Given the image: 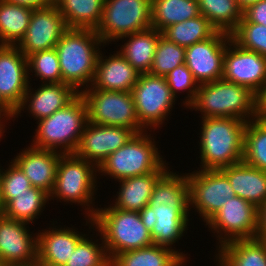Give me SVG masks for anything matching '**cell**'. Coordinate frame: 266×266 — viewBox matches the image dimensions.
I'll return each mask as SVG.
<instances>
[{
	"instance_id": "26",
	"label": "cell",
	"mask_w": 266,
	"mask_h": 266,
	"mask_svg": "<svg viewBox=\"0 0 266 266\" xmlns=\"http://www.w3.org/2000/svg\"><path fill=\"white\" fill-rule=\"evenodd\" d=\"M216 253L218 266H266V241L259 238L230 241Z\"/></svg>"
},
{
	"instance_id": "50",
	"label": "cell",
	"mask_w": 266,
	"mask_h": 266,
	"mask_svg": "<svg viewBox=\"0 0 266 266\" xmlns=\"http://www.w3.org/2000/svg\"><path fill=\"white\" fill-rule=\"evenodd\" d=\"M3 202H2V198H1V186H0V216L2 215L3 213Z\"/></svg>"
},
{
	"instance_id": "28",
	"label": "cell",
	"mask_w": 266,
	"mask_h": 266,
	"mask_svg": "<svg viewBox=\"0 0 266 266\" xmlns=\"http://www.w3.org/2000/svg\"><path fill=\"white\" fill-rule=\"evenodd\" d=\"M164 173H148L120 180L112 205L123 211L140 212L148 205L154 185Z\"/></svg>"
},
{
	"instance_id": "48",
	"label": "cell",
	"mask_w": 266,
	"mask_h": 266,
	"mask_svg": "<svg viewBox=\"0 0 266 266\" xmlns=\"http://www.w3.org/2000/svg\"><path fill=\"white\" fill-rule=\"evenodd\" d=\"M258 1H260V0H237V3L242 10H245L248 6L254 4Z\"/></svg>"
},
{
	"instance_id": "38",
	"label": "cell",
	"mask_w": 266,
	"mask_h": 266,
	"mask_svg": "<svg viewBox=\"0 0 266 266\" xmlns=\"http://www.w3.org/2000/svg\"><path fill=\"white\" fill-rule=\"evenodd\" d=\"M184 63L185 47L179 46L161 35L149 74L154 76H165Z\"/></svg>"
},
{
	"instance_id": "35",
	"label": "cell",
	"mask_w": 266,
	"mask_h": 266,
	"mask_svg": "<svg viewBox=\"0 0 266 266\" xmlns=\"http://www.w3.org/2000/svg\"><path fill=\"white\" fill-rule=\"evenodd\" d=\"M216 32L217 30L209 20L199 15L196 18L168 26L162 31V35L169 41L186 48L209 39Z\"/></svg>"
},
{
	"instance_id": "3",
	"label": "cell",
	"mask_w": 266,
	"mask_h": 266,
	"mask_svg": "<svg viewBox=\"0 0 266 266\" xmlns=\"http://www.w3.org/2000/svg\"><path fill=\"white\" fill-rule=\"evenodd\" d=\"M86 226L101 234L110 260L117 254L137 250L153 244L139 212L123 211L109 205L98 208L93 218H86ZM88 221V222H87Z\"/></svg>"
},
{
	"instance_id": "33",
	"label": "cell",
	"mask_w": 266,
	"mask_h": 266,
	"mask_svg": "<svg viewBox=\"0 0 266 266\" xmlns=\"http://www.w3.org/2000/svg\"><path fill=\"white\" fill-rule=\"evenodd\" d=\"M49 200H51L49 193L40 188L31 187L27 189V192L15 195L4 206L2 215L8 219L30 224L38 218V215H41Z\"/></svg>"
},
{
	"instance_id": "37",
	"label": "cell",
	"mask_w": 266,
	"mask_h": 266,
	"mask_svg": "<svg viewBox=\"0 0 266 266\" xmlns=\"http://www.w3.org/2000/svg\"><path fill=\"white\" fill-rule=\"evenodd\" d=\"M98 235L101 237V244L96 243L98 239H93V241L91 237L89 239V237L85 236L77 244L64 266H111V260L106 251L102 236L99 232Z\"/></svg>"
},
{
	"instance_id": "49",
	"label": "cell",
	"mask_w": 266,
	"mask_h": 266,
	"mask_svg": "<svg viewBox=\"0 0 266 266\" xmlns=\"http://www.w3.org/2000/svg\"><path fill=\"white\" fill-rule=\"evenodd\" d=\"M3 123H4L3 120L0 121V139H2L1 137H3L4 132H6V131H4L6 129H5V127H4L5 125Z\"/></svg>"
},
{
	"instance_id": "20",
	"label": "cell",
	"mask_w": 266,
	"mask_h": 266,
	"mask_svg": "<svg viewBox=\"0 0 266 266\" xmlns=\"http://www.w3.org/2000/svg\"><path fill=\"white\" fill-rule=\"evenodd\" d=\"M52 225L51 229H44L40 233H35L38 237L37 266H64L77 244L85 236H88L73 229V227L65 229L54 226V223Z\"/></svg>"
},
{
	"instance_id": "41",
	"label": "cell",
	"mask_w": 266,
	"mask_h": 266,
	"mask_svg": "<svg viewBox=\"0 0 266 266\" xmlns=\"http://www.w3.org/2000/svg\"><path fill=\"white\" fill-rule=\"evenodd\" d=\"M3 170V171H2ZM1 169L0 186L3 206H5L15 195L27 192L32 185L21 168L11 160L8 169Z\"/></svg>"
},
{
	"instance_id": "27",
	"label": "cell",
	"mask_w": 266,
	"mask_h": 266,
	"mask_svg": "<svg viewBox=\"0 0 266 266\" xmlns=\"http://www.w3.org/2000/svg\"><path fill=\"white\" fill-rule=\"evenodd\" d=\"M173 248L152 244L117 254L111 266H184L188 257Z\"/></svg>"
},
{
	"instance_id": "10",
	"label": "cell",
	"mask_w": 266,
	"mask_h": 266,
	"mask_svg": "<svg viewBox=\"0 0 266 266\" xmlns=\"http://www.w3.org/2000/svg\"><path fill=\"white\" fill-rule=\"evenodd\" d=\"M139 123L147 130L160 128L171 114L176 98L164 76L141 73L131 91ZM171 109V110H170ZM157 127V128H156Z\"/></svg>"
},
{
	"instance_id": "14",
	"label": "cell",
	"mask_w": 266,
	"mask_h": 266,
	"mask_svg": "<svg viewBox=\"0 0 266 266\" xmlns=\"http://www.w3.org/2000/svg\"><path fill=\"white\" fill-rule=\"evenodd\" d=\"M28 224L0 216V262L4 266H37L38 237L30 233Z\"/></svg>"
},
{
	"instance_id": "16",
	"label": "cell",
	"mask_w": 266,
	"mask_h": 266,
	"mask_svg": "<svg viewBox=\"0 0 266 266\" xmlns=\"http://www.w3.org/2000/svg\"><path fill=\"white\" fill-rule=\"evenodd\" d=\"M134 134L129 128L97 125L87 121L74 154L98 168L110 154L125 145Z\"/></svg>"
},
{
	"instance_id": "45",
	"label": "cell",
	"mask_w": 266,
	"mask_h": 266,
	"mask_svg": "<svg viewBox=\"0 0 266 266\" xmlns=\"http://www.w3.org/2000/svg\"><path fill=\"white\" fill-rule=\"evenodd\" d=\"M256 114L258 118L266 119V83L256 94Z\"/></svg>"
},
{
	"instance_id": "40",
	"label": "cell",
	"mask_w": 266,
	"mask_h": 266,
	"mask_svg": "<svg viewBox=\"0 0 266 266\" xmlns=\"http://www.w3.org/2000/svg\"><path fill=\"white\" fill-rule=\"evenodd\" d=\"M230 36L239 47L266 56V26L249 22L242 17Z\"/></svg>"
},
{
	"instance_id": "34",
	"label": "cell",
	"mask_w": 266,
	"mask_h": 266,
	"mask_svg": "<svg viewBox=\"0 0 266 266\" xmlns=\"http://www.w3.org/2000/svg\"><path fill=\"white\" fill-rule=\"evenodd\" d=\"M200 14L220 32L231 34L243 17L237 0H197Z\"/></svg>"
},
{
	"instance_id": "47",
	"label": "cell",
	"mask_w": 266,
	"mask_h": 266,
	"mask_svg": "<svg viewBox=\"0 0 266 266\" xmlns=\"http://www.w3.org/2000/svg\"><path fill=\"white\" fill-rule=\"evenodd\" d=\"M15 111L0 97V121L14 119ZM4 116V117H3Z\"/></svg>"
},
{
	"instance_id": "43",
	"label": "cell",
	"mask_w": 266,
	"mask_h": 266,
	"mask_svg": "<svg viewBox=\"0 0 266 266\" xmlns=\"http://www.w3.org/2000/svg\"><path fill=\"white\" fill-rule=\"evenodd\" d=\"M243 17L255 24L266 26V0H260L243 10Z\"/></svg>"
},
{
	"instance_id": "5",
	"label": "cell",
	"mask_w": 266,
	"mask_h": 266,
	"mask_svg": "<svg viewBox=\"0 0 266 266\" xmlns=\"http://www.w3.org/2000/svg\"><path fill=\"white\" fill-rule=\"evenodd\" d=\"M188 108L200 111L201 118L227 117L245 122L257 118L256 94L224 79L199 85L196 98Z\"/></svg>"
},
{
	"instance_id": "12",
	"label": "cell",
	"mask_w": 266,
	"mask_h": 266,
	"mask_svg": "<svg viewBox=\"0 0 266 266\" xmlns=\"http://www.w3.org/2000/svg\"><path fill=\"white\" fill-rule=\"evenodd\" d=\"M187 183L189 208L197 210L204 223L222 208L228 198L236 196L228 178L220 170L192 171L187 173Z\"/></svg>"
},
{
	"instance_id": "9",
	"label": "cell",
	"mask_w": 266,
	"mask_h": 266,
	"mask_svg": "<svg viewBox=\"0 0 266 266\" xmlns=\"http://www.w3.org/2000/svg\"><path fill=\"white\" fill-rule=\"evenodd\" d=\"M80 94L87 104L89 122L129 128L135 134L146 130L137 118L131 92L106 91L88 87Z\"/></svg>"
},
{
	"instance_id": "22",
	"label": "cell",
	"mask_w": 266,
	"mask_h": 266,
	"mask_svg": "<svg viewBox=\"0 0 266 266\" xmlns=\"http://www.w3.org/2000/svg\"><path fill=\"white\" fill-rule=\"evenodd\" d=\"M105 57L99 53L90 87L106 91L131 92L139 73L119 52Z\"/></svg>"
},
{
	"instance_id": "36",
	"label": "cell",
	"mask_w": 266,
	"mask_h": 266,
	"mask_svg": "<svg viewBox=\"0 0 266 266\" xmlns=\"http://www.w3.org/2000/svg\"><path fill=\"white\" fill-rule=\"evenodd\" d=\"M243 162L266 171V119L257 117L247 122Z\"/></svg>"
},
{
	"instance_id": "21",
	"label": "cell",
	"mask_w": 266,
	"mask_h": 266,
	"mask_svg": "<svg viewBox=\"0 0 266 266\" xmlns=\"http://www.w3.org/2000/svg\"><path fill=\"white\" fill-rule=\"evenodd\" d=\"M62 153L28 145L12 159L29 179L32 187L51 194L56 181L57 166Z\"/></svg>"
},
{
	"instance_id": "17",
	"label": "cell",
	"mask_w": 266,
	"mask_h": 266,
	"mask_svg": "<svg viewBox=\"0 0 266 266\" xmlns=\"http://www.w3.org/2000/svg\"><path fill=\"white\" fill-rule=\"evenodd\" d=\"M68 29L57 6L33 10L27 31L16 45L26 57L56 47Z\"/></svg>"
},
{
	"instance_id": "46",
	"label": "cell",
	"mask_w": 266,
	"mask_h": 266,
	"mask_svg": "<svg viewBox=\"0 0 266 266\" xmlns=\"http://www.w3.org/2000/svg\"><path fill=\"white\" fill-rule=\"evenodd\" d=\"M257 238L266 241V201L258 208V235Z\"/></svg>"
},
{
	"instance_id": "32",
	"label": "cell",
	"mask_w": 266,
	"mask_h": 266,
	"mask_svg": "<svg viewBox=\"0 0 266 266\" xmlns=\"http://www.w3.org/2000/svg\"><path fill=\"white\" fill-rule=\"evenodd\" d=\"M33 9L0 0V45L16 46L29 26Z\"/></svg>"
},
{
	"instance_id": "1",
	"label": "cell",
	"mask_w": 266,
	"mask_h": 266,
	"mask_svg": "<svg viewBox=\"0 0 266 266\" xmlns=\"http://www.w3.org/2000/svg\"><path fill=\"white\" fill-rule=\"evenodd\" d=\"M201 122L200 170H220L243 161L247 122L227 117L202 118Z\"/></svg>"
},
{
	"instance_id": "39",
	"label": "cell",
	"mask_w": 266,
	"mask_h": 266,
	"mask_svg": "<svg viewBox=\"0 0 266 266\" xmlns=\"http://www.w3.org/2000/svg\"><path fill=\"white\" fill-rule=\"evenodd\" d=\"M27 61L28 72H34L35 77H39L42 83L62 82L59 58L55 48L32 53L27 57Z\"/></svg>"
},
{
	"instance_id": "11",
	"label": "cell",
	"mask_w": 266,
	"mask_h": 266,
	"mask_svg": "<svg viewBox=\"0 0 266 266\" xmlns=\"http://www.w3.org/2000/svg\"><path fill=\"white\" fill-rule=\"evenodd\" d=\"M205 225L216 232L217 248L230 241L257 238L258 208L238 196L228 198Z\"/></svg>"
},
{
	"instance_id": "4",
	"label": "cell",
	"mask_w": 266,
	"mask_h": 266,
	"mask_svg": "<svg viewBox=\"0 0 266 266\" xmlns=\"http://www.w3.org/2000/svg\"><path fill=\"white\" fill-rule=\"evenodd\" d=\"M87 121V104L79 93L65 107L38 120L31 146L62 154H74Z\"/></svg>"
},
{
	"instance_id": "29",
	"label": "cell",
	"mask_w": 266,
	"mask_h": 266,
	"mask_svg": "<svg viewBox=\"0 0 266 266\" xmlns=\"http://www.w3.org/2000/svg\"><path fill=\"white\" fill-rule=\"evenodd\" d=\"M161 35L162 32L149 28L123 36L121 40L129 39L121 45L119 52L139 73H149Z\"/></svg>"
},
{
	"instance_id": "25",
	"label": "cell",
	"mask_w": 266,
	"mask_h": 266,
	"mask_svg": "<svg viewBox=\"0 0 266 266\" xmlns=\"http://www.w3.org/2000/svg\"><path fill=\"white\" fill-rule=\"evenodd\" d=\"M148 206L156 210H189L187 173L167 170L156 182Z\"/></svg>"
},
{
	"instance_id": "42",
	"label": "cell",
	"mask_w": 266,
	"mask_h": 266,
	"mask_svg": "<svg viewBox=\"0 0 266 266\" xmlns=\"http://www.w3.org/2000/svg\"><path fill=\"white\" fill-rule=\"evenodd\" d=\"M164 77L175 98L179 91L180 93L187 91L188 94L183 101V106L188 108L196 98L199 84L195 81L186 64L176 67Z\"/></svg>"
},
{
	"instance_id": "24",
	"label": "cell",
	"mask_w": 266,
	"mask_h": 266,
	"mask_svg": "<svg viewBox=\"0 0 266 266\" xmlns=\"http://www.w3.org/2000/svg\"><path fill=\"white\" fill-rule=\"evenodd\" d=\"M228 178L236 196L259 208L266 201V171L243 161L220 169Z\"/></svg>"
},
{
	"instance_id": "2",
	"label": "cell",
	"mask_w": 266,
	"mask_h": 266,
	"mask_svg": "<svg viewBox=\"0 0 266 266\" xmlns=\"http://www.w3.org/2000/svg\"><path fill=\"white\" fill-rule=\"evenodd\" d=\"M99 46L105 44L95 30L68 28L55 47L62 83L69 84L78 93L90 87L102 49Z\"/></svg>"
},
{
	"instance_id": "7",
	"label": "cell",
	"mask_w": 266,
	"mask_h": 266,
	"mask_svg": "<svg viewBox=\"0 0 266 266\" xmlns=\"http://www.w3.org/2000/svg\"><path fill=\"white\" fill-rule=\"evenodd\" d=\"M97 171L94 164L75 154H62L59 158L55 186L50 199L80 204L82 208L85 207L87 217L93 218L97 211L93 204L96 199L94 194L97 191L95 188Z\"/></svg>"
},
{
	"instance_id": "30",
	"label": "cell",
	"mask_w": 266,
	"mask_h": 266,
	"mask_svg": "<svg viewBox=\"0 0 266 266\" xmlns=\"http://www.w3.org/2000/svg\"><path fill=\"white\" fill-rule=\"evenodd\" d=\"M152 28L162 32L174 25L201 15L197 0H151Z\"/></svg>"
},
{
	"instance_id": "19",
	"label": "cell",
	"mask_w": 266,
	"mask_h": 266,
	"mask_svg": "<svg viewBox=\"0 0 266 266\" xmlns=\"http://www.w3.org/2000/svg\"><path fill=\"white\" fill-rule=\"evenodd\" d=\"M31 84L25 92L22 104L15 111L14 118H18L26 108L36 120L51 116L54 112L65 107L79 93L69 84L41 83L34 92ZM33 92V93H32Z\"/></svg>"
},
{
	"instance_id": "23",
	"label": "cell",
	"mask_w": 266,
	"mask_h": 266,
	"mask_svg": "<svg viewBox=\"0 0 266 266\" xmlns=\"http://www.w3.org/2000/svg\"><path fill=\"white\" fill-rule=\"evenodd\" d=\"M139 214L156 245L172 248L189 228V210H156L147 205Z\"/></svg>"
},
{
	"instance_id": "44",
	"label": "cell",
	"mask_w": 266,
	"mask_h": 266,
	"mask_svg": "<svg viewBox=\"0 0 266 266\" xmlns=\"http://www.w3.org/2000/svg\"><path fill=\"white\" fill-rule=\"evenodd\" d=\"M8 3L35 9H42L53 5V0H5Z\"/></svg>"
},
{
	"instance_id": "13",
	"label": "cell",
	"mask_w": 266,
	"mask_h": 266,
	"mask_svg": "<svg viewBox=\"0 0 266 266\" xmlns=\"http://www.w3.org/2000/svg\"><path fill=\"white\" fill-rule=\"evenodd\" d=\"M230 34L217 31L207 40L185 48V64L201 85L222 79L223 57Z\"/></svg>"
},
{
	"instance_id": "15",
	"label": "cell",
	"mask_w": 266,
	"mask_h": 266,
	"mask_svg": "<svg viewBox=\"0 0 266 266\" xmlns=\"http://www.w3.org/2000/svg\"><path fill=\"white\" fill-rule=\"evenodd\" d=\"M222 79L257 94L266 83V56L245 50L230 40L223 57Z\"/></svg>"
},
{
	"instance_id": "8",
	"label": "cell",
	"mask_w": 266,
	"mask_h": 266,
	"mask_svg": "<svg viewBox=\"0 0 266 266\" xmlns=\"http://www.w3.org/2000/svg\"><path fill=\"white\" fill-rule=\"evenodd\" d=\"M149 28H152L151 0H105L95 32L106 45Z\"/></svg>"
},
{
	"instance_id": "18",
	"label": "cell",
	"mask_w": 266,
	"mask_h": 266,
	"mask_svg": "<svg viewBox=\"0 0 266 266\" xmlns=\"http://www.w3.org/2000/svg\"><path fill=\"white\" fill-rule=\"evenodd\" d=\"M28 61L24 53L11 45H0V97L14 110L22 104L30 84Z\"/></svg>"
},
{
	"instance_id": "31",
	"label": "cell",
	"mask_w": 266,
	"mask_h": 266,
	"mask_svg": "<svg viewBox=\"0 0 266 266\" xmlns=\"http://www.w3.org/2000/svg\"><path fill=\"white\" fill-rule=\"evenodd\" d=\"M105 0H63L57 7L68 28L96 30Z\"/></svg>"
},
{
	"instance_id": "6",
	"label": "cell",
	"mask_w": 266,
	"mask_h": 266,
	"mask_svg": "<svg viewBox=\"0 0 266 266\" xmlns=\"http://www.w3.org/2000/svg\"><path fill=\"white\" fill-rule=\"evenodd\" d=\"M147 132L134 134L125 145L110 154L97 168L99 174L120 181L148 173H165L169 168L166 160H163L153 136Z\"/></svg>"
},
{
	"instance_id": "51",
	"label": "cell",
	"mask_w": 266,
	"mask_h": 266,
	"mask_svg": "<svg viewBox=\"0 0 266 266\" xmlns=\"http://www.w3.org/2000/svg\"><path fill=\"white\" fill-rule=\"evenodd\" d=\"M63 0H53V5L58 6Z\"/></svg>"
}]
</instances>
